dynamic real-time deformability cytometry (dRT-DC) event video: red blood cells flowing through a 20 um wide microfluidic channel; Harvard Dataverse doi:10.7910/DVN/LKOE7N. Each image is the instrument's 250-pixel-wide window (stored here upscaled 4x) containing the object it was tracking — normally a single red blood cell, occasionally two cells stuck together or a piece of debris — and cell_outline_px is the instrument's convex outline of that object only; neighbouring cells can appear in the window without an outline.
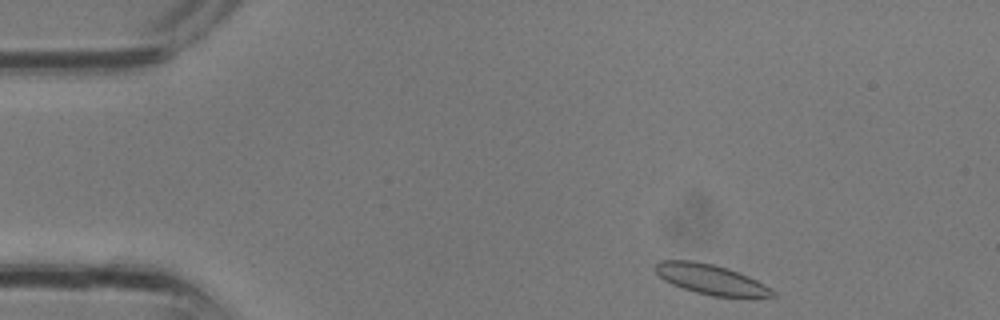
{"species": "common noctule bat (a hibernating species)", "species_latin": "Nyctalus noctula", "temperature_condition": "room temperature", "stored_images_in_passage": 16, "camera_frame_rate_fps": 3000, "um_per_image_px": 0.085, "animal": {"sex": "male", "body_mass_g": 13.3}, "frame": {"image": 1, "passage_image": 1, "time_ms": 0.0, "image_size_px": [1000, 320], "cell_outline_px": [[776, 296], [712, 296], [696, 292], [672, 284], [664, 280], [656, 272], [656, 264], [660, 260], [692, 260], [712, 264], [728, 268], [748, 276], [756, 280], [776, 292]], "centroid_in_image_um": [60.39, 23.73], "position_along_channel_um": 24.6, "area_um2": 20.06}}
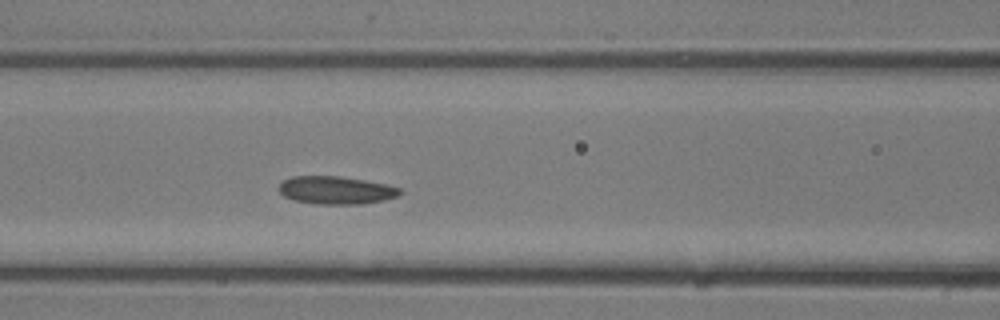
{"frame": {"image": 2, "passage_image": 10, "time_ms": 3.0, "image_size_px": [1000, 320], "cell_outline_px": [[404, 192], [396, 196], [384, 200], [360, 204], [316, 204], [292, 200], [284, 196], [280, 192], [280, 184], [284, 180], [292, 176], [340, 176], [364, 180], [384, 184], [400, 188]], "centroid_in_image_um": [28.55, 16.17], "position_along_channel_um": 138.0, "area_um2": 19.59}}
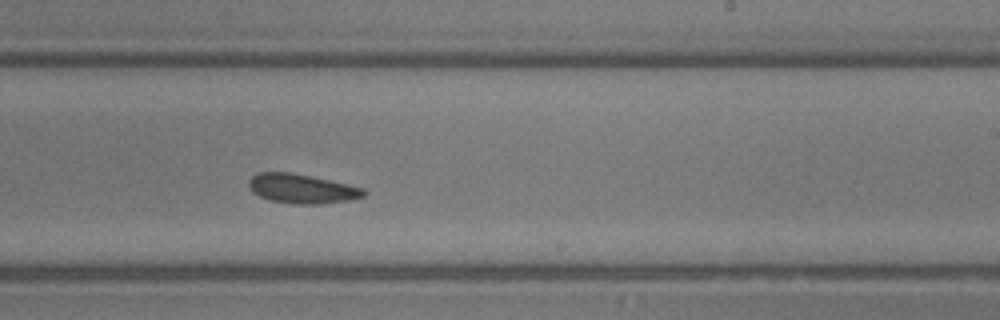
{"frame": {"image": 3, "passage_image": 16, "time_ms": 5.0, "image_size_px": [1000, 320], "cell_outline_px": [[368, 192], [364, 196], [348, 200], [320, 204], [292, 204], [272, 200], [260, 196], [252, 192], [248, 184], [248, 180], [252, 176], [260, 172], [292, 172], [348, 184], [364, 188]], "centroid_in_image_um": [25.66, 16.03], "position_along_channel_um": 263.3, "area_um2": 19.65}}